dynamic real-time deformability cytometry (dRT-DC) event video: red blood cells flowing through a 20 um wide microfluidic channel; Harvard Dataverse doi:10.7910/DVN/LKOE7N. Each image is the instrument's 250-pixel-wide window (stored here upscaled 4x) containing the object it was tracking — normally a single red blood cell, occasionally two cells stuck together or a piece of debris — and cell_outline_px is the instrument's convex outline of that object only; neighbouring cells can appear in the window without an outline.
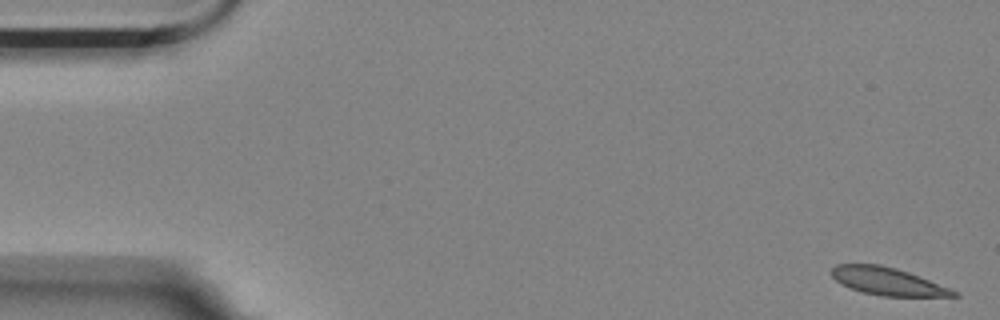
{"species": "Egyptian fruit bat (a non-hibernating species)", "species_latin": "Rousettus aegyptiacus", "temperature_condition": "room temperature", "stored_images_in_passage": 56, "camera_frame_rate_fps": 3000, "um_per_image_px": 0.085, "animal": {"sex": "female"}, "frame": {"image": 1, "passage_image": 1, "time_ms": 0.0, "image_size_px": [1000, 320], "cell_outline_px": [[960, 296], [880, 296], [864, 292], [840, 284], [832, 276], [832, 268], [836, 264], [880, 264], [896, 268], [908, 272], [960, 292]], "centroid_in_image_um": [75.45, 23.91], "position_along_channel_um": 9.5, "area_um2": 19.48}}
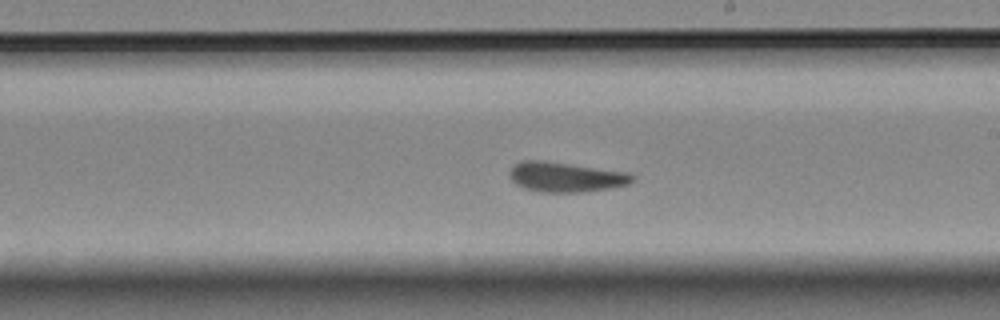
{"frame": {"image": 2, "passage_image": 32, "time_ms": 10.333, "image_size_px": [1000, 320], "cell_outline_px": [[636, 180], [628, 184], [608, 188], [580, 192], [540, 192], [524, 188], [516, 184], [508, 176], [508, 172], [520, 160], [540, 160], [628, 172], [636, 176]], "centroid_in_image_um": [48.08, 15.04], "position_along_channel_um": 240.9, "area_um2": 21.33}}
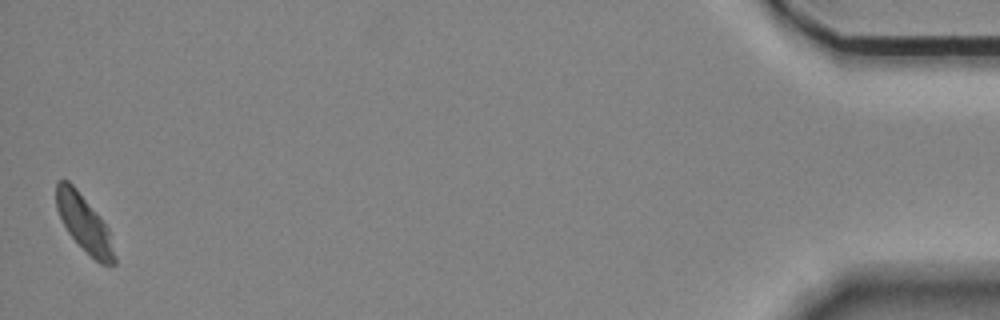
{"frame": {"image": 3, "passage_image": 56, "time_ms": 18.333, "image_size_px": [1000, 320], "cell_outline_px": [[116, 264], [100, 264], [68, 232], [56, 208], [56, 184], [60, 180], [68, 180], [76, 188], [100, 216], [108, 228], [116, 256]], "centroid_in_image_um": [7.17, 18.97], "position_along_channel_um": 428.0, "area_um2": 18.79}, "authors_computed_cell_mechanics": {"area_um2": 20.8658, "velocity_mm_per_s": 3.4737, "shape_relaxation_time_tau1_ms": null, "shape_relaxation_time_tau2_ms": 1.1902, "deformation_change_tau1": null, "deformation_change_tau2": 0.0739}}